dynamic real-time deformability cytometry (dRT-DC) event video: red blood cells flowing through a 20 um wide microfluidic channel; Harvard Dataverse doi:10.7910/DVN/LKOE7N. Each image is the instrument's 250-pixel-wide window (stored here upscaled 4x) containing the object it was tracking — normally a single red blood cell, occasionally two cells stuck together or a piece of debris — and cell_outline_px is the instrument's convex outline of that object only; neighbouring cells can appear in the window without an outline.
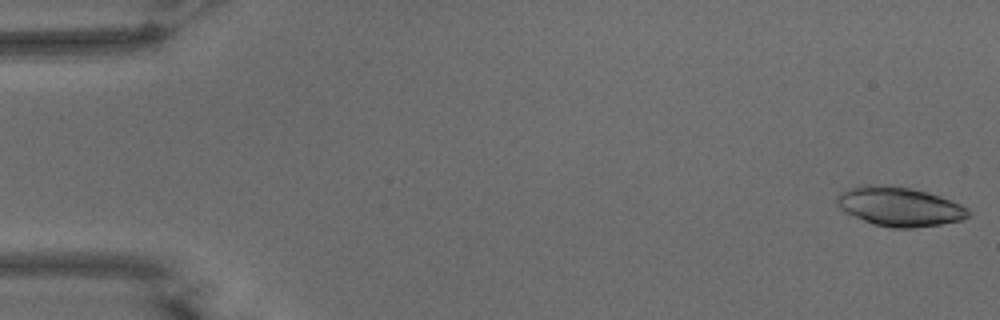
{"species": "common noctule bat (a hibernating species)", "species_latin": "Nyctalus noctula", "temperature_condition": "warm", "stored_images_in_passage": 54, "camera_frame_rate_fps": 3000, "um_per_image_px": 0.085, "animal": {"sex": "male", "body_mass_g": 15.6}, "frame": {"image": 1, "passage_image": 1, "time_ms": 0.0, "image_size_px": [1000, 320], "cell_outline_px": [[972, 216], [964, 220], [940, 224], [912, 228], [892, 228], [872, 224], [844, 212], [836, 204], [836, 196], [840, 192], [848, 188], [868, 184], [884, 184], [908, 188], [940, 196], [960, 204], [968, 208], [972, 212]], "centroid_in_image_um": [76.45, 17.56], "position_along_channel_um": 8.6, "area_um2": 30.29}}
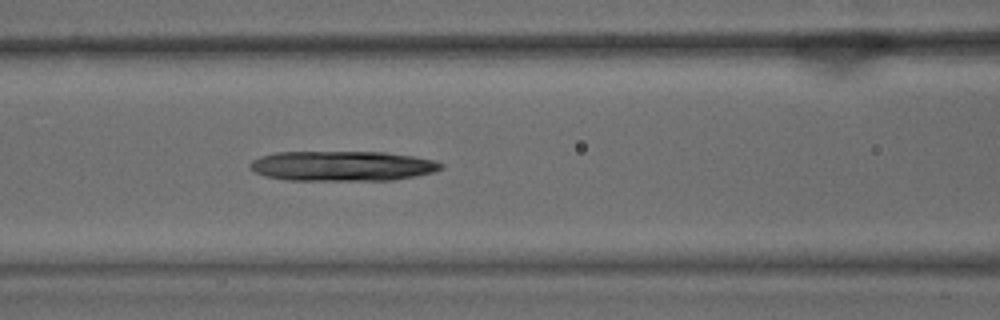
{"frame": {"image": 2, "passage_image": 23, "time_ms": 7.333, "image_size_px": [1000, 320], "cell_outline_px": [[444, 168], [432, 172], [416, 176], [392, 180], [288, 180], [264, 176], [248, 168], [248, 164], [252, 160], [260, 156], [276, 152], [384, 152], [412, 156], [436, 160], [444, 164]], "centroid_in_image_um": [29.09, 14.1], "position_along_channel_um": 137.5, "area_um2": 33.58}}
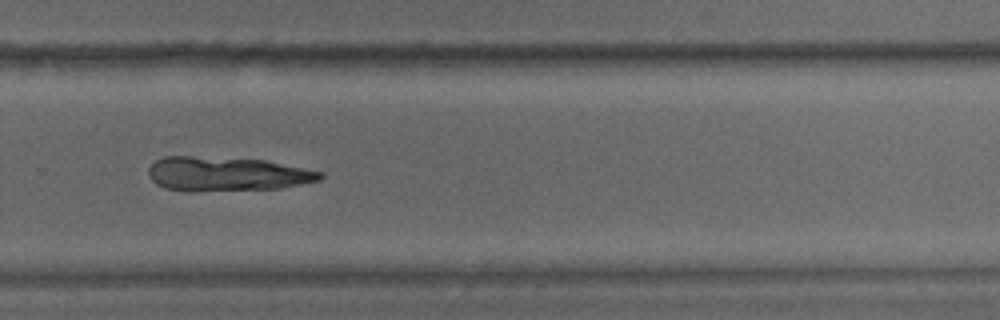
{"frame": {"image": 3, "passage_image": 37, "time_ms": 12.0, "image_size_px": [1000, 320], "cell_outline_px": [[324, 176], [320, 180], [280, 188], [192, 192], [164, 188], [156, 184], [148, 176], [148, 168], [156, 160], [164, 156], [188, 156], [264, 160], [324, 172]], "centroid_in_image_um": [19.24, 14.8], "position_along_channel_um": 310.6, "area_um2": 34.33}}